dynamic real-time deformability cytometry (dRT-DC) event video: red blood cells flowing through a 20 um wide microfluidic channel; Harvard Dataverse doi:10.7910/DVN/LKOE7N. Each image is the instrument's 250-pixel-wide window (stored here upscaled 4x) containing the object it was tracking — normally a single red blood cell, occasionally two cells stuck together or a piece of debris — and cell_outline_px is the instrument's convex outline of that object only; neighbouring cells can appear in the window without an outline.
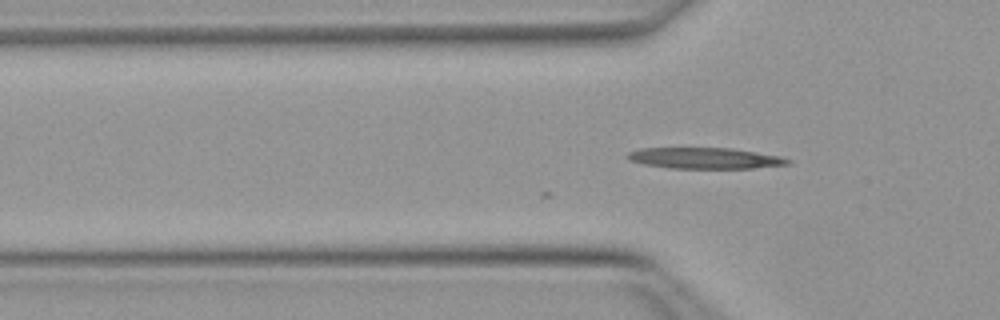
{"species": "Egyptian fruit bat (a non-hibernating species)", "species_latin": "Rousettus aegyptiacus", "temperature_condition": "warm", "stored_images_in_passage": 4, "camera_frame_rate_fps": 3000, "um_per_image_px": 0.085, "animal": {"sex": "female"}, "frame": {"image": 1, "passage_image": 4, "time_ms": 1.0, "image_size_px": [1000, 320], "cell_outline_px": [[792, 160], [788, 164], [752, 168], [672, 168], [644, 164], [632, 160], [624, 156], [628, 152], [640, 148], [732, 148], [780, 156]], "centroid_in_image_um": [59.91, 13.44], "position_along_channel_um": 65.9, "area_um2": 19.48}}